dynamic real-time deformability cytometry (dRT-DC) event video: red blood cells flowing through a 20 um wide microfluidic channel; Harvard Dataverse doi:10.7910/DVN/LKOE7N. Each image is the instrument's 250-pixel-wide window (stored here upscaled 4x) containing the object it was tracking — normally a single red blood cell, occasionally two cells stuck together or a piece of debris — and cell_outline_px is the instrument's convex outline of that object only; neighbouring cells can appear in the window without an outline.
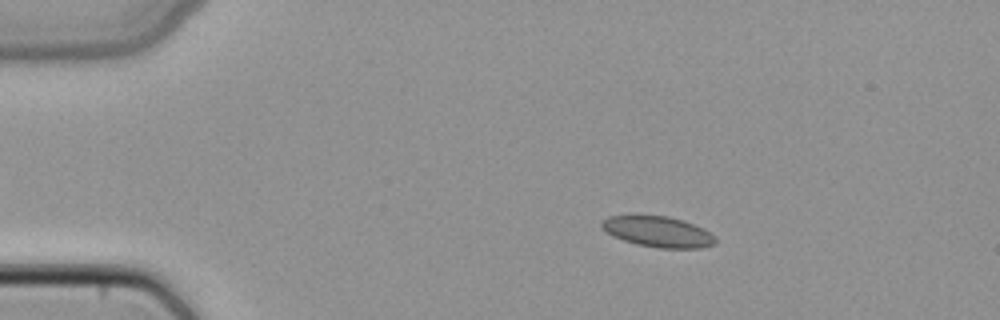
{"species": "common noctule bat (a hibernating species)", "species_latin": "Nyctalus noctula", "temperature_condition": "cold", "stored_images_in_passage": 49, "camera_frame_rate_fps": 3000, "um_per_image_px": 0.085, "animal": {"sex": "female", "body_mass_g": 22.7, "forearm_length_mm": 54.2}, "frame": {"image": 1, "passage_image": 9, "time_ms": 2.667, "image_size_px": [1000, 320], "cell_outline_px": [[716, 244], [700, 248], [656, 248], [636, 244], [612, 236], [600, 228], [600, 220], [608, 216], [628, 212], [640, 212], [668, 216], [684, 220], [704, 228], [716, 240]], "centroid_in_image_um": [55.81, 19.63], "position_along_channel_um": 29.2, "area_um2": 21.5}}
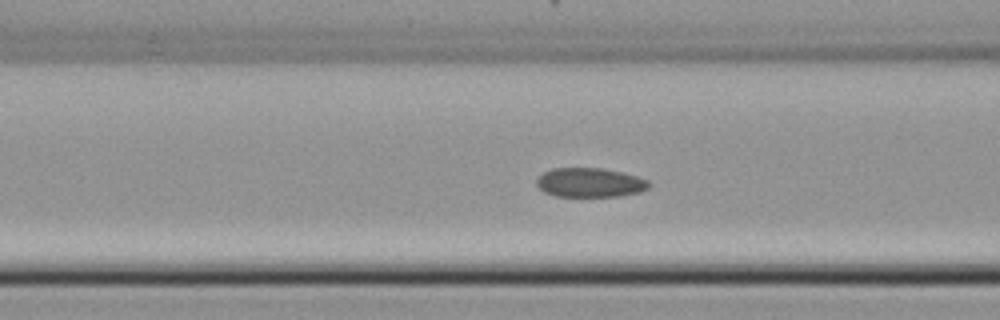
{"frame": {"image": 2, "passage_image": 20, "time_ms": 6.333, "image_size_px": [1000, 320], "cell_outline_px": [[652, 184], [648, 188], [640, 192], [620, 196], [556, 196], [544, 192], [536, 184], [536, 180], [544, 172], [552, 168], [600, 168], [624, 172], [648, 180]], "centroid_in_image_um": [50.17, 15.51], "position_along_channel_um": 116.4, "area_um2": 19.19}}
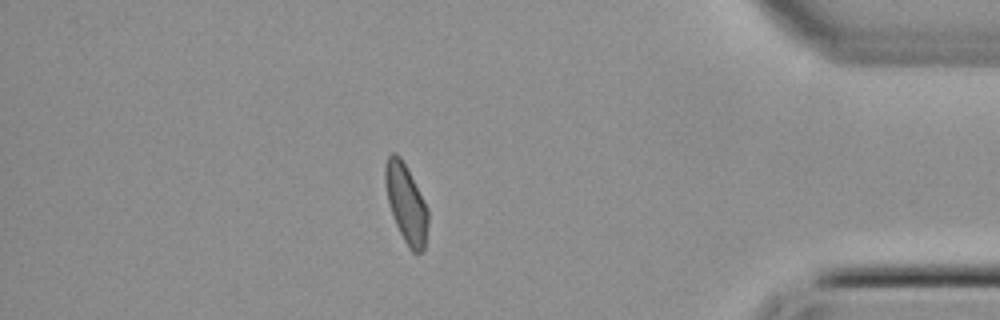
{"frame": {"image": 3, "passage_image": 43, "time_ms": 14.0, "image_size_px": [1000, 320], "cell_outline_px": [[428, 224], [424, 248], [420, 252], [412, 252], [408, 248], [396, 224], [388, 200], [384, 180], [384, 164], [388, 156], [392, 152], [396, 152], [400, 156], [428, 208]], "centroid_in_image_um": [34.51, 17.27], "position_along_channel_um": 400.7, "area_um2": 19.31}}